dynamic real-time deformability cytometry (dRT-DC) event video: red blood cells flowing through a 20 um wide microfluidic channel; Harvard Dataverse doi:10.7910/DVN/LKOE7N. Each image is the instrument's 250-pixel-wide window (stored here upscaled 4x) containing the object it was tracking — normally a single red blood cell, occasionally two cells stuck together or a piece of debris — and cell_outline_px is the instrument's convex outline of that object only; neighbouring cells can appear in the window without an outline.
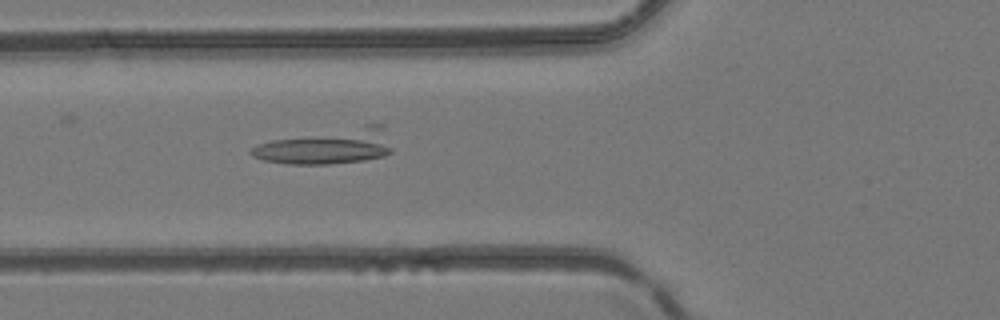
{"species": "common noctule bat (a hibernating species)", "species_latin": "Nyctalus noctula", "temperature_condition": "room temperature", "stored_images_in_passage": 31, "camera_frame_rate_fps": 3000, "um_per_image_px": 0.085, "animal": {"sex": "female", "body_mass_g": 24.6, "forearm_length_mm": 56.2}, "frame": {"image": 1, "passage_image": 11, "time_ms": 3.333, "image_size_px": [1000, 320], "cell_outline_px": [[392, 152], [384, 156], [364, 160], [328, 164], [288, 164], [264, 160], [252, 156], [248, 152], [256, 144], [272, 140], [368, 124], [384, 124], [392, 148]], "centroid_in_image_um": [27.84, 12.45], "position_along_channel_um": 98.0, "area_um2": 28.78}}
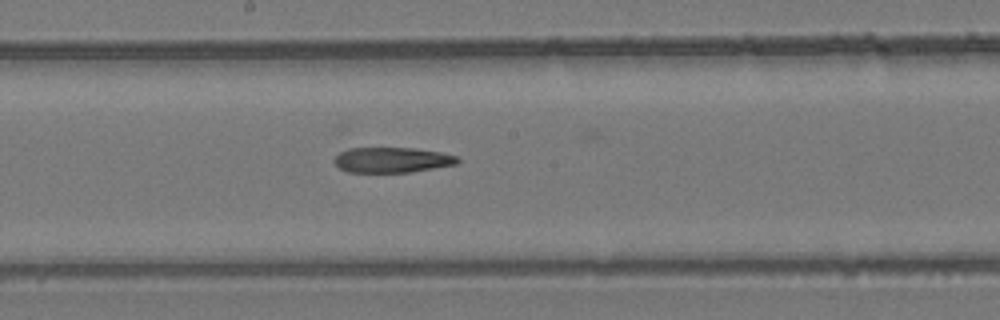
{"frame": {"image": 2, "passage_image": 19, "time_ms": 6.0, "image_size_px": [1000, 320], "cell_outline_px": [[460, 160], [456, 164], [408, 172], [348, 172], [340, 168], [332, 160], [340, 152], [348, 148], [416, 148], [440, 152], [456, 156]], "centroid_in_image_um": [33.29, 13.59], "position_along_channel_um": 214.9, "area_um2": 18.03}}
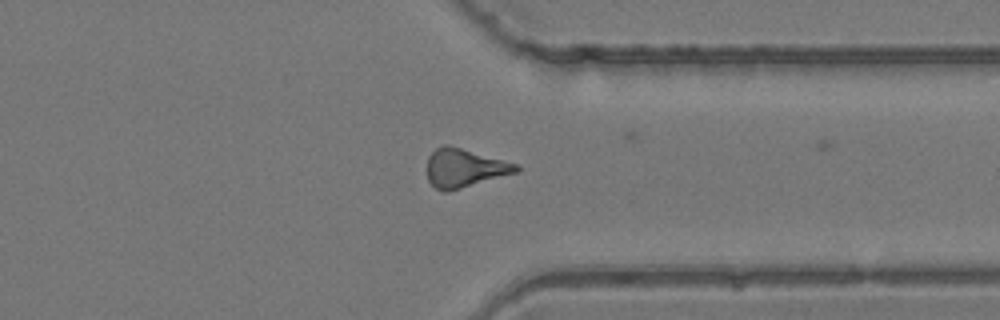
{"frame": {"image": 3, "passage_image": 30, "time_ms": 9.667, "image_size_px": [1000, 320], "cell_outline_px": [[520, 172], [448, 192], [444, 192], [436, 188], [428, 180], [428, 156], [436, 148], [444, 144], [448, 144], [504, 160], [516, 164], [520, 168]], "centroid_in_image_um": [39.5, 14.29], "position_along_channel_um": 371.9, "area_um2": 20.11}}